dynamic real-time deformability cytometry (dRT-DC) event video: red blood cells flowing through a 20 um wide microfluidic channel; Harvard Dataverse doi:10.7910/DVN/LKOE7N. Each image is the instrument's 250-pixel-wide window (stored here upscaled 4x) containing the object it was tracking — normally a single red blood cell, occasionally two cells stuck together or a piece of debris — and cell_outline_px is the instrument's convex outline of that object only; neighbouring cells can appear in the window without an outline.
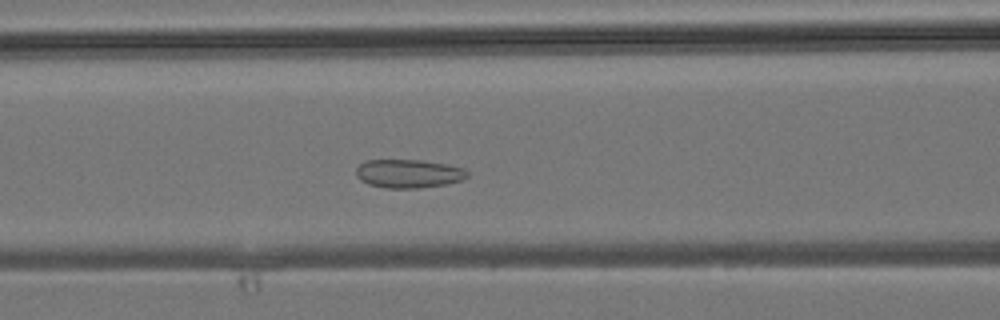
{"species": "common noctule bat (a hibernating species)", "species_latin": "Nyctalus noctula", "temperature_condition": "room temperature", "stored_images_in_passage": 43, "camera_frame_rate_fps": 3000, "um_per_image_px": 0.085, "animal": {"sex": "male", "body_mass_g": 19.2, "forearm_length_mm": 51.8}, "frame": {"image": 1, "passage_image": 16, "time_ms": 5.0, "image_size_px": [1000, 320], "cell_outline_px": [[468, 176], [464, 180], [444, 184], [420, 188], [384, 188], [368, 184], [360, 180], [356, 176], [356, 168], [364, 160], [420, 160], [448, 164], [464, 168], [468, 172]], "centroid_in_image_um": [34.72, 14.75], "position_along_channel_um": 131.9, "area_um2": 18.67}}
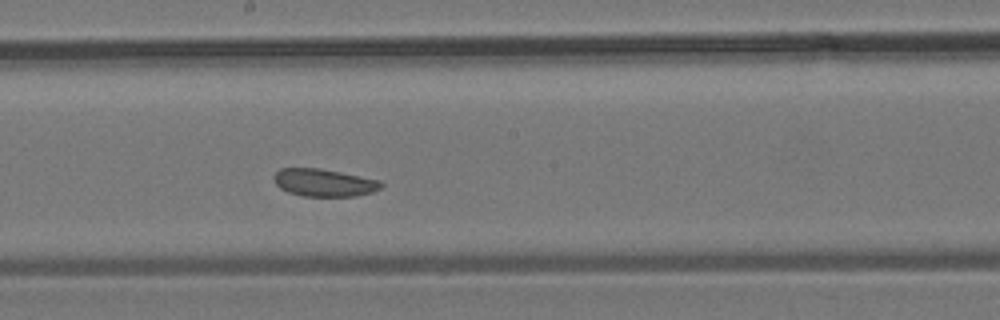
{"frame": {"image": 2, "passage_image": 22, "time_ms": 7.0, "image_size_px": [1000, 320], "cell_outline_px": [[384, 184], [380, 188], [372, 192], [356, 196], [304, 196], [288, 192], [280, 188], [272, 180], [272, 176], [280, 168], [320, 168], [380, 180]], "centroid_in_image_um": [27.51, 15.52], "position_along_channel_um": 220.7, "area_um2": 17.28}}
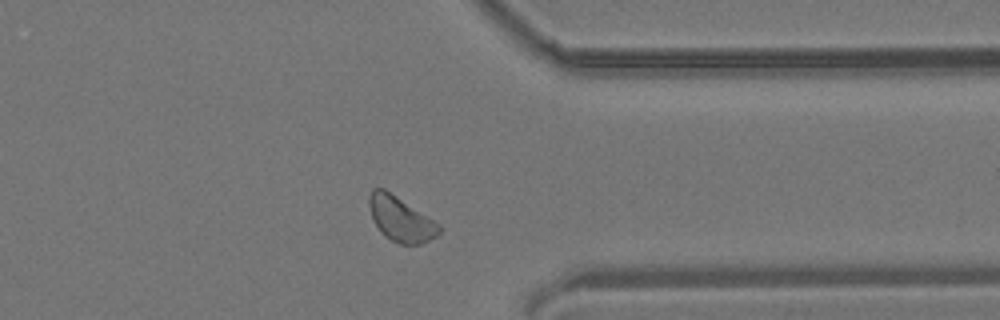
{"frame": {"image": 3, "passage_image": 33, "time_ms": 10.667, "image_size_px": [1000, 320], "cell_outline_px": [[444, 228], [436, 236], [420, 244], [400, 244], [384, 236], [380, 232], [372, 216], [368, 204], [368, 196], [372, 188], [384, 188], [440, 224]], "centroid_in_image_um": [34.06, 18.61], "position_along_channel_um": 377.3, "area_um2": 18.21}}